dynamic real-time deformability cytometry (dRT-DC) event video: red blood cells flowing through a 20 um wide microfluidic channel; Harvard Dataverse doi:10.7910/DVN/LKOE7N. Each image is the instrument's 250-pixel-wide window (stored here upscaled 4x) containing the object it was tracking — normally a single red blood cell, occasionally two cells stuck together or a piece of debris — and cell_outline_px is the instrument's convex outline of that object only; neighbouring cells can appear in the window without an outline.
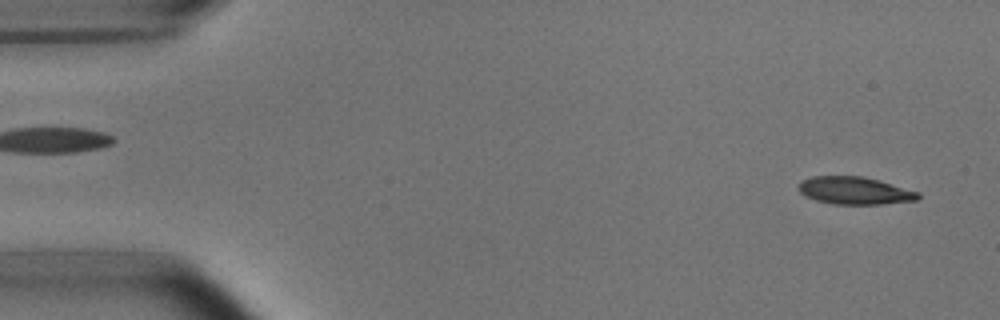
{"species": "common noctule bat (a hibernating species)", "species_latin": "Nyctalus noctula", "temperature_condition": "room temperature", "stored_images_in_passage": 5, "segment_of_instrument_passage": [2, 2], "camera_frame_rate_fps": 3000, "um_per_image_px": 0.085, "animal": {"sex": "male", "body_mass_g": 15.6}, "frame": {"image": 1, "passage_image": 5, "time_ms": 1.333, "image_size_px": [1000, 320], "cell_outline_px": [[920, 196], [916, 200], [880, 204], [832, 204], [816, 200], [804, 196], [800, 192], [800, 180], [812, 176], [864, 176], [880, 180], [920, 192]], "centroid_in_image_um": [72.65, 16.19], "position_along_channel_um": 12.3, "area_um2": 19.25}}